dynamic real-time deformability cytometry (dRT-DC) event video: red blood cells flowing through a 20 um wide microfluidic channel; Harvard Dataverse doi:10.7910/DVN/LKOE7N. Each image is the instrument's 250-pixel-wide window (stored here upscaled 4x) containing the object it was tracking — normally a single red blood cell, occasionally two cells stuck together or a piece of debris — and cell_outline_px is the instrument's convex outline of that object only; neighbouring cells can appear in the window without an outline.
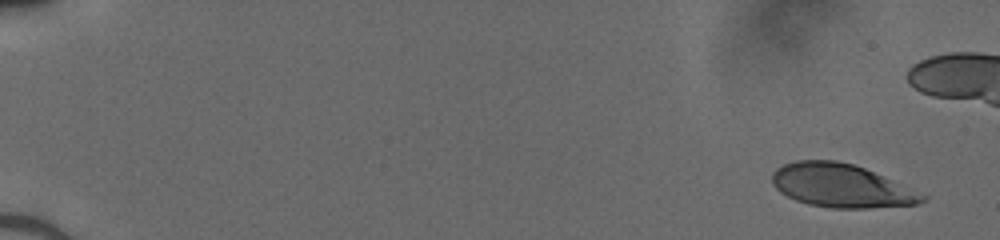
{"species": "human", "species_latin": "Homo sapiens", "temperature_condition": "cold", "stored_images_in_passage": 45, "camera_frame_rate_fps": 3000, "um_per_image_px": 0.085, "donor": {"sex": "male"}, "frame": {"image": 1, "passage_image": 1, "time_ms": 0.0, "image_size_px": [1000, 240], "cell_outline_px": [[928, 200], [920, 204], [868, 208], [832, 208], [808, 204], [796, 200], [780, 192], [772, 184], [772, 172], [776, 168], [784, 164], [796, 160], [836, 160], [852, 164], [864, 168], [928, 196]], "centroid_in_image_um": [71.49, 15.79], "position_along_channel_um": 13.5, "area_um2": 37.86}}
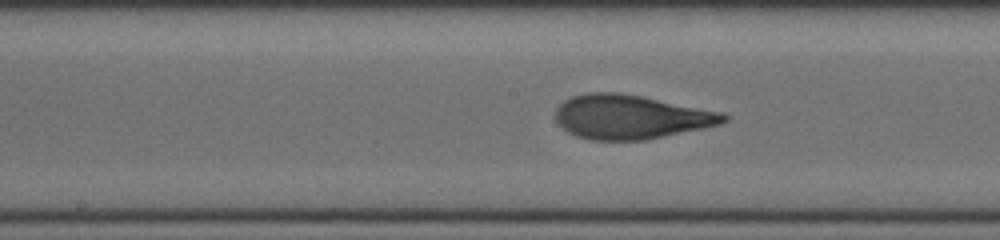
{"frame": {"image": 2, "passage_image": 27, "time_ms": 8.667, "image_size_px": [1000, 240], "cell_outline_px": [[728, 120], [720, 124], [704, 128], [644, 140], [588, 140], [576, 136], [568, 132], [556, 120], [556, 108], [564, 100], [572, 96], [588, 92], [620, 92], [724, 112], [728, 116]], "centroid_in_image_um": [53.61, 9.93], "position_along_channel_um": 194.6, "area_um2": 43.23}}
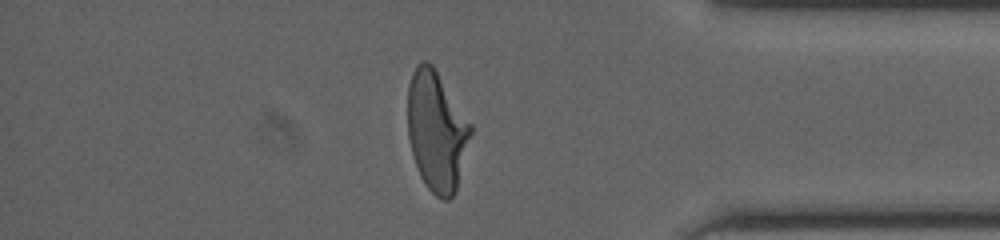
{"frame": {"image": 3, "passage_image": 43, "time_ms": 14.0, "image_size_px": [1000, 240], "cell_outline_px": [[472, 132], [456, 192], [448, 200], [444, 200], [436, 196], [428, 188], [420, 176], [412, 156], [408, 136], [408, 84], [412, 72], [416, 64], [424, 60], [428, 60], [432, 64], [472, 124]], "centroid_in_image_um": [37.11, 11.13], "position_along_channel_um": 398.1, "area_um2": 44.22}}